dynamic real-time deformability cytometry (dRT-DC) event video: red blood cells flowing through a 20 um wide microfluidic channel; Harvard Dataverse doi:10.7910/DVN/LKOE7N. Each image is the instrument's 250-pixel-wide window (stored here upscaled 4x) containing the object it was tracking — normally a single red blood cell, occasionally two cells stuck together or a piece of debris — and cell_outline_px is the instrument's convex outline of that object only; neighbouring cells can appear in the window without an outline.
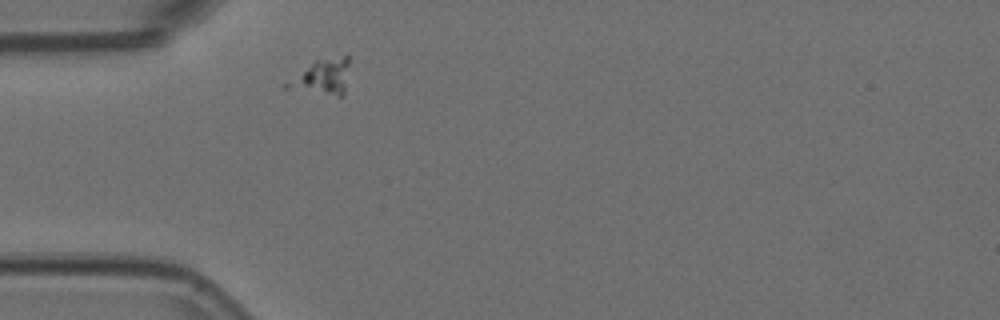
{"species": "Egyptian fruit bat (a non-hibernating species)", "species_latin": "Rousettus aegyptiacus", "temperature_condition": "room temperature", "stored_images_in_passage": 1, "camera_frame_rate_fps": 3000, "um_per_image_px": 0.085, "animal": {"sex": "female"}, "frame": {"image": 1, "passage_image": 1, "time_ms": 0.0, "image_size_px": [1000, 320], "cell_outline_px": [[348, 64], [344, 96], [340, 96], [280, 88], [280, 84], [316, 60], [344, 56], [348, 56]], "centroid_in_image_um": [27.28, 6.57], "position_along_channel_um": 57.7, "area_um2": 12.89}}